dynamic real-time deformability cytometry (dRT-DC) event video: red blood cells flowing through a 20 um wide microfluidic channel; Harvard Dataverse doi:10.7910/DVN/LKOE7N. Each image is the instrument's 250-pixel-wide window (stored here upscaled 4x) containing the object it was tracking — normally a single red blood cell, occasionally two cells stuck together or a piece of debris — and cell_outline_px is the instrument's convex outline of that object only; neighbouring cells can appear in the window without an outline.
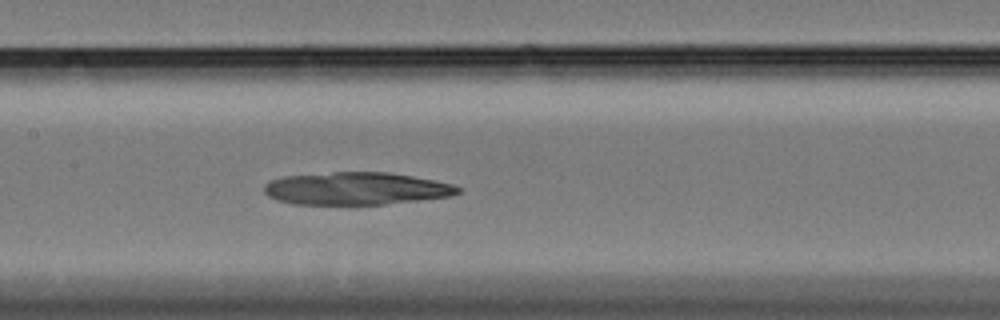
{"species": "Egyptian fruit bat (a non-hibernating species)", "species_latin": "Rousettus aegyptiacus", "temperature_condition": "cold", "stored_images_in_passage": 53, "camera_frame_rate_fps": 3000, "um_per_image_px": 0.085, "animal": {"sex": "female"}, "frame": {"image": 1, "passage_image": 28, "time_ms": 9.0, "image_size_px": [1000, 320], "cell_outline_px": [[460, 192], [452, 196], [420, 200], [384, 204], [292, 204], [276, 200], [268, 196], [264, 192], [264, 184], [268, 180], [284, 176], [332, 172], [388, 172], [412, 176], [452, 184], [460, 188]], "centroid_in_image_um": [30.23, 16.02], "position_along_channel_um": 177.2, "area_um2": 36.82}}